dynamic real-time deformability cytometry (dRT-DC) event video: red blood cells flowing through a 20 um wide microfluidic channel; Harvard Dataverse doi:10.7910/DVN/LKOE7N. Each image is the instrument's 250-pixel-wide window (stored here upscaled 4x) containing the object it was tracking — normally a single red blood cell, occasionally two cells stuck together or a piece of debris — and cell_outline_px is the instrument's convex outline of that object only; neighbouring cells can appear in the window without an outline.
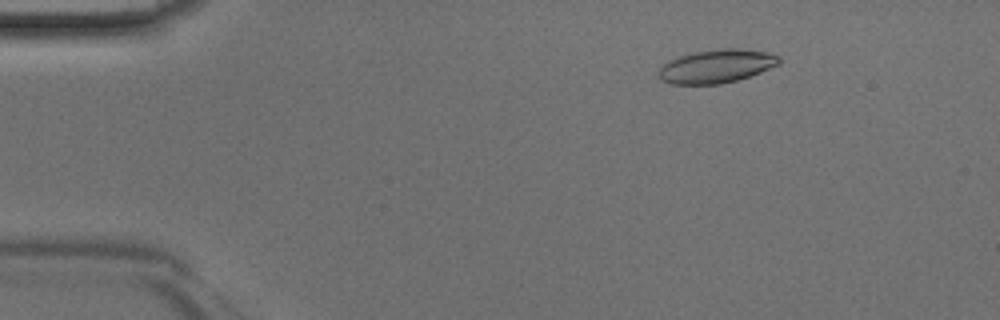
{"species": "Egyptian fruit bat (a non-hibernating species)", "species_latin": "Rousettus aegyptiacus", "temperature_condition": "room temperature", "stored_images_in_passage": 46, "camera_frame_rate_fps": 3000, "um_per_image_px": 0.085, "animal": {"sex": "male"}, "frame": {"image": 1, "passage_image": 7, "time_ms": 2.0, "image_size_px": [1000, 320], "cell_outline_px": [[780, 64], [760, 72], [736, 80], [720, 84], [668, 84], [660, 80], [656, 76], [660, 68], [668, 60], [680, 56], [696, 52], [720, 48], [736, 48], [768, 52], [780, 56]], "centroid_in_image_um": [60.87, 5.63], "position_along_channel_um": 24.1, "area_um2": 23.52}}
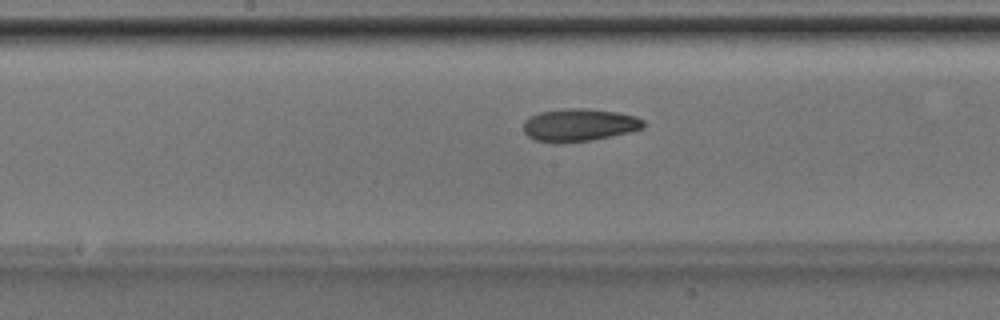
{"frame": {"image": 2, "passage_image": 24, "time_ms": 7.667, "image_size_px": [1000, 320], "cell_outline_px": [[644, 128], [612, 136], [592, 140], [564, 144], [552, 144], [532, 140], [524, 132], [524, 124], [532, 116], [540, 112], [568, 108], [584, 108], [616, 112], [636, 116], [644, 120]], "centroid_in_image_um": [49.22, 10.65], "position_along_channel_um": 199.0, "area_um2": 23.06}}
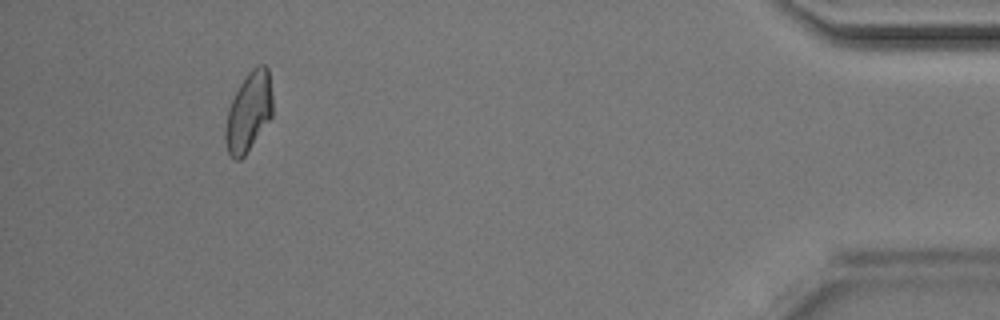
{"frame": {"image": 3, "passage_image": 43, "time_ms": 14.0, "image_size_px": [1000, 320], "cell_outline_px": [[272, 116], [244, 156], [240, 160], [236, 160], [228, 152], [224, 140], [224, 128], [228, 108], [240, 84], [248, 72], [256, 64], [264, 64], [268, 68], [272, 96]], "centroid_in_image_um": [21.13, 9.49], "position_along_channel_um": 414.1, "area_um2": 21.79}}